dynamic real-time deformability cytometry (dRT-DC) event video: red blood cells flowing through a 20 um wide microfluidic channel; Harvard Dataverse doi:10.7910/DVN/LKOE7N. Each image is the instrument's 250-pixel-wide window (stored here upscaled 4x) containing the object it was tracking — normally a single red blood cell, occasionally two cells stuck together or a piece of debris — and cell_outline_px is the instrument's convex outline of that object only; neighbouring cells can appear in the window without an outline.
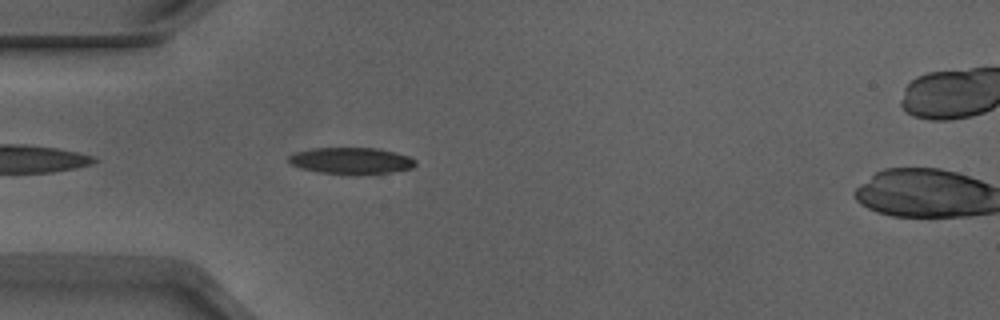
{"species": "Egyptian fruit bat (a non-hibernating species)", "species_latin": "Rousettus aegyptiacus", "temperature_condition": "warm", "stored_images_in_passage": 40, "camera_frame_rate_fps": 3000, "um_per_image_px": 0.085, "animal": {"sex": "male"}, "frame": {"image": 1, "passage_image": 3, "time_ms": 0.667, "image_size_px": [1000, 320], "cell_outline_px": [[416, 164], [412, 168], [388, 172], [356, 176], [316, 172], [300, 168], [292, 164], [288, 160], [288, 156], [296, 152], [312, 148], [376, 148], [396, 152], [408, 156], [416, 160]], "centroid_in_image_um": [29.84, 13.68], "position_along_channel_um": 55.2, "area_um2": 19.88}}
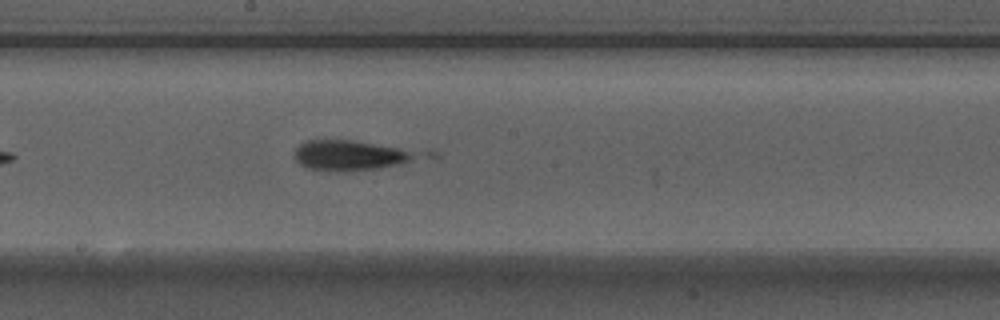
{"frame": {"image": 2, "passage_image": 16, "time_ms": 5.0, "image_size_px": [1000, 320], "cell_outline_px": [[416, 156], [400, 164], [380, 168], [336, 172], [328, 172], [308, 168], [300, 164], [296, 160], [296, 148], [304, 140], [352, 140], [396, 148], [408, 152]], "centroid_in_image_um": [29.57, 13.22], "position_along_channel_um": 218.6, "area_um2": 20.75}}
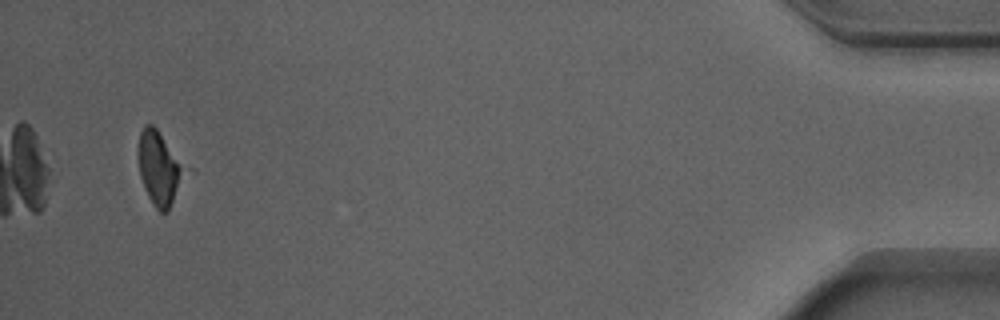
{"frame": {"image": 3, "passage_image": 38, "time_ms": 12.333, "image_size_px": [1000, 320], "cell_outline_px": [[184, 172], [168, 212], [160, 212], [152, 204], [148, 196], [140, 176], [140, 132], [144, 124], [152, 124], [156, 128], [184, 168]], "centroid_in_image_um": [13.5, 14.33], "position_along_channel_um": 421.7, "area_um2": 18.55}}